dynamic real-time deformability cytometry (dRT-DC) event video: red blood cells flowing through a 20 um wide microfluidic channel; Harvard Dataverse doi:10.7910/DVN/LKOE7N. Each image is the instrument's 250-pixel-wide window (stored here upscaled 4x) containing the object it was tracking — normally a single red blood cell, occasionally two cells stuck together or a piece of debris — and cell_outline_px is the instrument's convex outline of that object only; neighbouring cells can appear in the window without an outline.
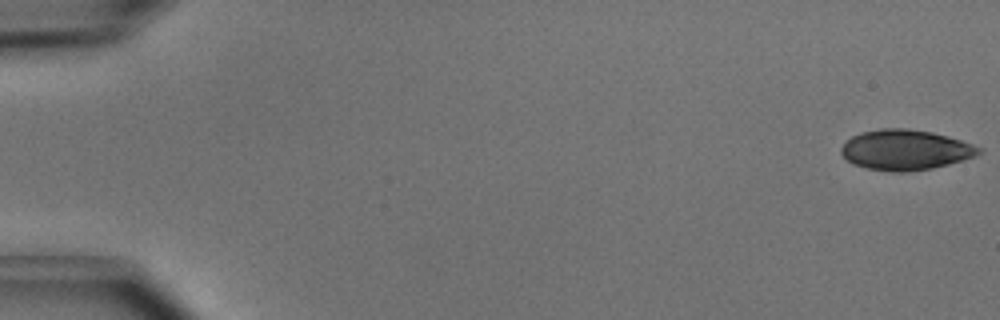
{"species": "common noctule bat (a hibernating species)", "species_latin": "Nyctalus noctula", "temperature_condition": "cold", "stored_images_in_passage": 50, "camera_frame_rate_fps": 3000, "um_per_image_px": 0.085, "animal": {"sex": "male", "body_mass_g": 15.6}, "frame": {"image": 1, "passage_image": 1, "time_ms": 0.0, "image_size_px": [1000, 320], "cell_outline_px": [[984, 152], [976, 156], [948, 164], [932, 168], [908, 172], [892, 172], [868, 168], [852, 164], [840, 152], [840, 148], [852, 136], [860, 132], [880, 128], [908, 128], [932, 132], [948, 136], [984, 148]], "centroid_in_image_um": [76.98, 12.73], "position_along_channel_um": 8.0, "area_um2": 32.48}}
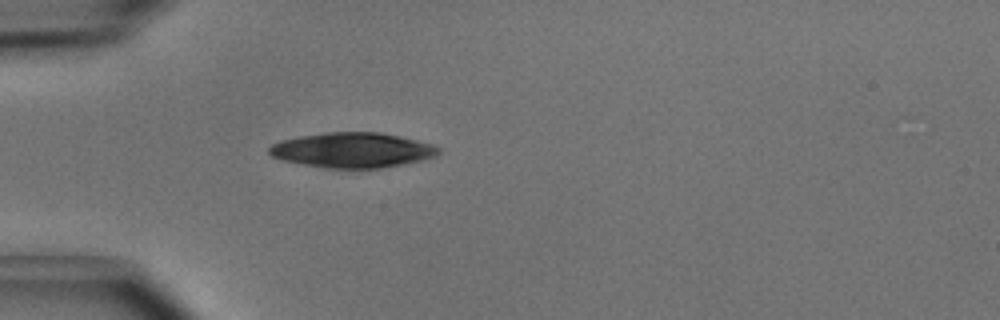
{"frame": {"image": 2, "passage_image": 15, "time_ms": 4.667, "image_size_px": [1000, 320], "cell_outline_px": [[440, 152], [436, 156], [424, 160], [380, 168], [324, 168], [284, 160], [272, 156], [268, 152], [268, 148], [272, 144], [280, 140], [300, 136], [324, 132], [380, 132], [400, 136], [432, 144], [440, 148]], "centroid_in_image_um": [29.97, 12.75], "position_along_channel_um": 55.0, "area_um2": 34.62}}